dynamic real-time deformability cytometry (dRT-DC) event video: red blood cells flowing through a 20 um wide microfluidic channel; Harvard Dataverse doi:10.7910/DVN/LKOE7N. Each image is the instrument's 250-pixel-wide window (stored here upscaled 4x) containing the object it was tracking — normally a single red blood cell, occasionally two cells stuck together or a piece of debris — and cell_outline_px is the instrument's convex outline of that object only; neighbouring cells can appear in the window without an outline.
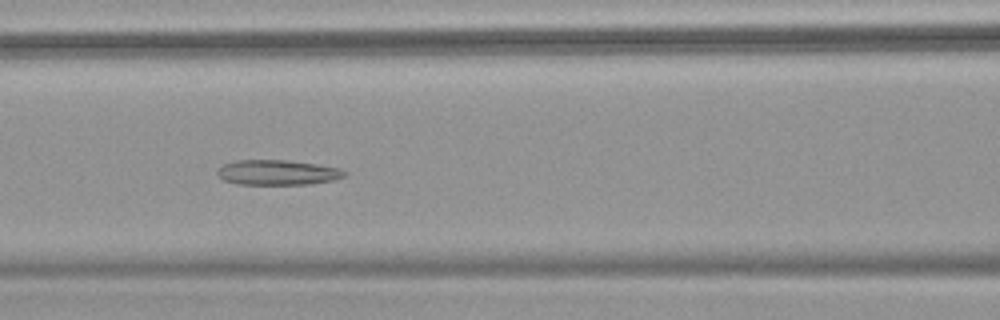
{"species": "common noctule bat (a hibernating species)", "species_latin": "Nyctalus noctula", "temperature_condition": "warm", "stored_images_in_passage": 44, "camera_frame_rate_fps": 3000, "um_per_image_px": 0.085, "animal": {"sex": "female", "body_mass_g": 18.4}, "frame": {"image": 1, "passage_image": 14, "time_ms": 4.333, "image_size_px": [1000, 320], "cell_outline_px": [[348, 172], [344, 176], [332, 180], [308, 184], [236, 184], [224, 180], [216, 172], [216, 168], [224, 164], [236, 160], [284, 160], [316, 164], [340, 168]], "centroid_in_image_um": [23.56, 14.65], "position_along_channel_um": 143.0, "area_um2": 18.5}}
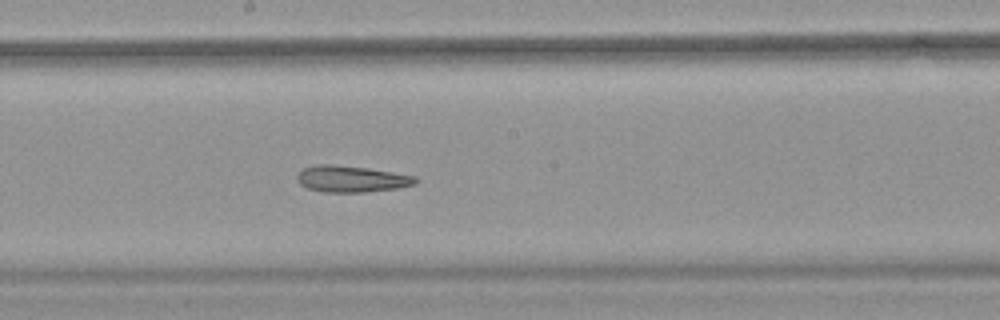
{"frame": {"image": 2, "passage_image": 20, "time_ms": 6.333, "image_size_px": [1000, 320], "cell_outline_px": [[420, 180], [416, 184], [400, 188], [364, 192], [324, 192], [308, 188], [300, 184], [296, 176], [304, 168], [316, 164], [332, 164], [368, 168], [416, 176]], "centroid_in_image_um": [29.91, 15.21], "position_along_channel_um": 218.3, "area_um2": 18.32}}
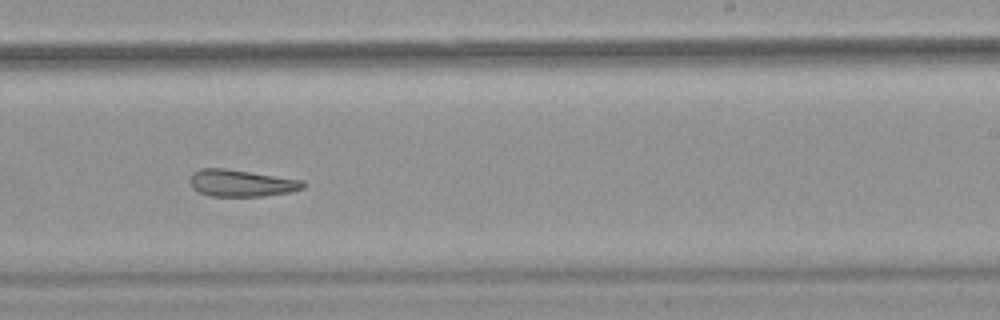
{"frame": {"image": 3, "passage_image": 24, "time_ms": 7.667, "image_size_px": [1000, 320], "cell_outline_px": [[308, 184], [304, 188], [292, 192], [264, 196], [212, 196], [200, 192], [192, 188], [188, 180], [192, 172], [200, 168], [224, 168], [304, 180]], "centroid_in_image_um": [20.53, 15.56], "position_along_channel_um": 268.5, "area_um2": 17.98}, "authors_computed_cell_mechanics": {"area_um2": 19.9121, "velocity_mm_per_s": 3.7776, "shape_relaxation_time_tau1_ms": null, "shape_relaxation_time_tau2_ms": 7.1909, "deformation_change_tau1": null, "deformation_change_tau2": 0.1774}}